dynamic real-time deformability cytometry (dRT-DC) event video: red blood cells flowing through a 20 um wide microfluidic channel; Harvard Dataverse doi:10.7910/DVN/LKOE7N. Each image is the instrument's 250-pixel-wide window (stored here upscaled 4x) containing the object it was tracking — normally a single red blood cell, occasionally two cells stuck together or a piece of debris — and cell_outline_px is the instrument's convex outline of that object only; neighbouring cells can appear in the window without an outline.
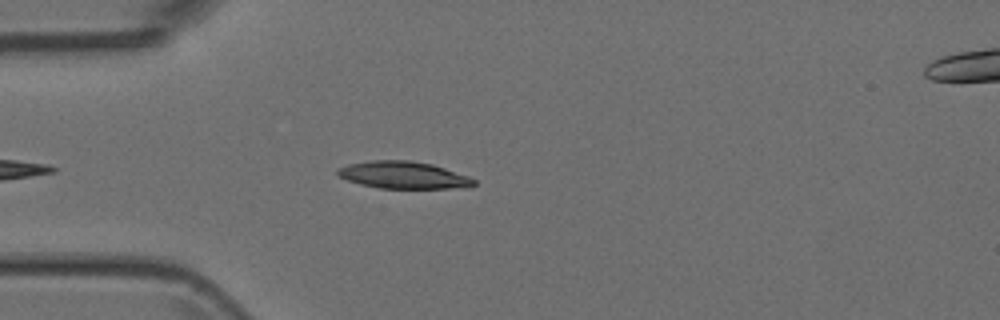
{"species": "Egyptian fruit bat (a non-hibernating species)", "species_latin": "Rousettus aegyptiacus", "temperature_condition": "room temperature", "stored_images_in_passage": 3, "camera_frame_rate_fps": 3000, "um_per_image_px": 0.085, "animal": {"sex": "female"}, "frame": {"image": 1, "passage_image": 3, "time_ms": 3.0, "image_size_px": [1000, 320], "cell_outline_px": [[476, 184], [468, 188], [380, 188], [360, 184], [348, 180], [340, 176], [336, 172], [336, 168], [348, 164], [372, 160], [408, 160], [432, 164], [468, 176], [476, 180]], "centroid_in_image_um": [34.3, 14.88], "position_along_channel_um": 50.7, "area_um2": 21.56}}